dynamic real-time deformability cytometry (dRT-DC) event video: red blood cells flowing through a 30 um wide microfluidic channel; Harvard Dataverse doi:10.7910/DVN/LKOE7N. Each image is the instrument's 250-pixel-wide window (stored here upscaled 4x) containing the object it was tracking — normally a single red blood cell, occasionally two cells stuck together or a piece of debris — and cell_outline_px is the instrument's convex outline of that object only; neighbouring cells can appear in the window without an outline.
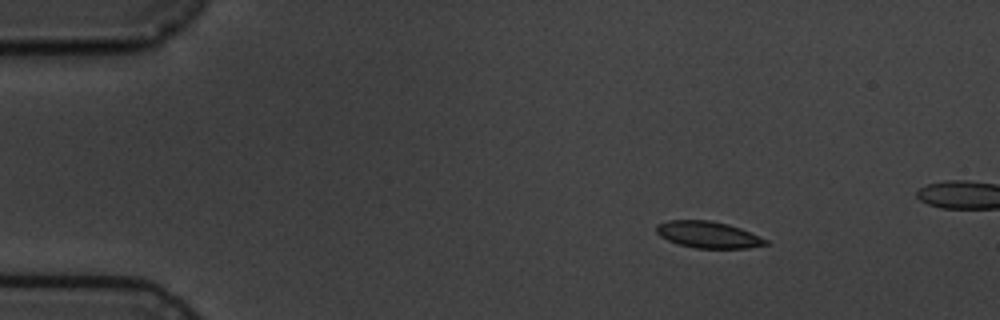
{"species": "common noctule bat (a hibernating species)", "species_latin": "Nyctalus noctula", "temperature_condition": "cold", "stored_images_in_passage": 4, "camera_frame_rate_fps": 3000, "um_per_image_px": 0.085, "animal": {"sex": "male", "body_mass_g": 19.5, "forearm_length_mm": 54.6}, "frame": {"image": 1, "passage_image": 2, "time_ms": 1.333, "image_size_px": [1000, 320], "cell_outline_px": [[768, 244], [748, 248], [696, 248], [676, 244], [660, 236], [656, 232], [656, 224], [668, 220], [708, 220], [728, 224], [740, 228], [768, 240]], "centroid_in_image_um": [60.16, 19.95], "position_along_channel_um": 24.8, "area_um2": 16.94}}